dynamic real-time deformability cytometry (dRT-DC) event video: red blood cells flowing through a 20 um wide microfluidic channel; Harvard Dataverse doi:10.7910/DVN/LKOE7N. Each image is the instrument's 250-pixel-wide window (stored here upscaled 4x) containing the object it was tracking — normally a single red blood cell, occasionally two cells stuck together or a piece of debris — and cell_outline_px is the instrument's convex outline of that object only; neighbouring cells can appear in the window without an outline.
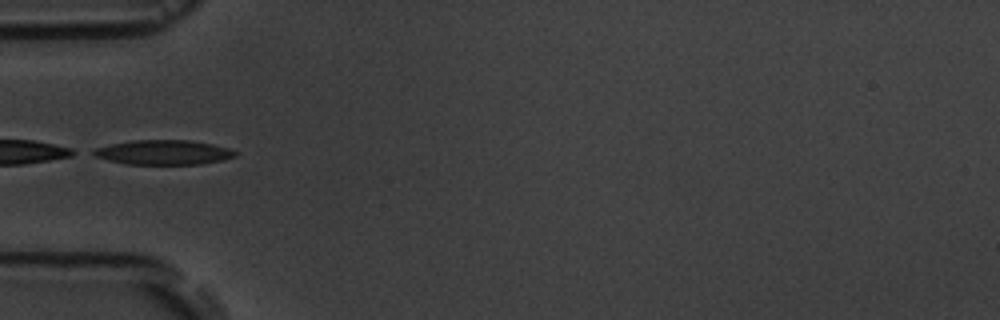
{"species": "common noctule bat (a hibernating species)", "species_latin": "Nyctalus noctula", "temperature_condition": "room temperature", "stored_images_in_passage": 3, "camera_frame_rate_fps": 3000, "um_per_image_px": 0.085, "animal": {"sex": "male", "body_mass_g": 19.5, "forearm_length_mm": 54.6}, "frame": {"image": 1, "passage_image": 3, "time_ms": 3.0, "image_size_px": [1000, 320], "cell_outline_px": [[236, 156], [224, 160], [200, 164], [124, 164], [108, 160], [96, 156], [88, 152], [96, 148], [112, 144], [132, 140], [188, 140], [212, 144], [228, 148], [236, 152]], "centroid_in_image_um": [13.88, 12.95], "position_along_channel_um": 71.1, "area_um2": 20.29}}